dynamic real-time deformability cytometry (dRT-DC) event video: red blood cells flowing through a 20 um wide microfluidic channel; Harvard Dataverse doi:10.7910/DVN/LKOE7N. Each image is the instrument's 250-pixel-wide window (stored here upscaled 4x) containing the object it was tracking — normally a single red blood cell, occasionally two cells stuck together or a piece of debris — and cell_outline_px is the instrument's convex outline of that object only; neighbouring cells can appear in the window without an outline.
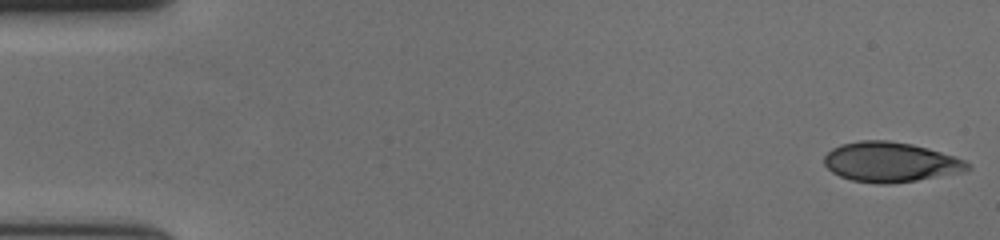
{"species": "human", "species_latin": "Homo sapiens", "temperature_condition": "cold", "stored_images_in_passage": 56, "camera_frame_rate_fps": 3000, "um_per_image_px": 0.085, "donor": {"sex": "female"}, "frame": {"image": 1, "passage_image": 1, "time_ms": 0.0, "image_size_px": [1000, 240], "cell_outline_px": [[972, 168], [964, 172], [916, 180], [888, 184], [876, 184], [852, 180], [840, 176], [832, 172], [824, 164], [824, 156], [832, 148], [840, 144], [860, 140], [888, 140], [912, 144], [928, 148], [956, 156], [964, 160]], "centroid_in_image_um": [75.69, 13.77], "position_along_channel_um": 9.3, "area_um2": 33.47}}
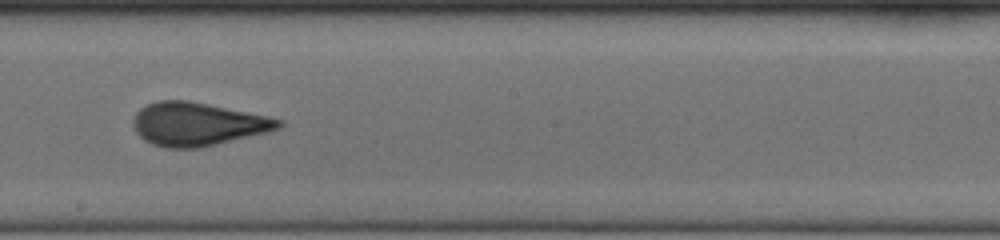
{"frame": {"image": 2, "passage_image": 32, "time_ms": 10.333, "image_size_px": [1000, 240], "cell_outline_px": [[284, 124], [280, 128], [268, 132], [200, 148], [164, 148], [152, 144], [144, 140], [136, 132], [132, 124], [132, 120], [136, 112], [140, 108], [148, 104], [160, 100], [188, 100], [268, 116], [284, 120]], "centroid_in_image_um": [16.79, 10.55], "position_along_channel_um": 231.4, "area_um2": 36.82}}
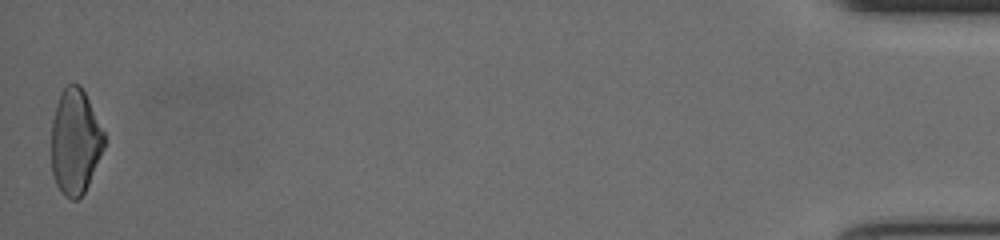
{"frame": {"image": 3, "passage_image": 56, "time_ms": 18.333, "image_size_px": [1000, 240], "cell_outline_px": [[104, 148], [88, 184], [84, 192], [76, 200], [72, 200], [64, 196], [56, 184], [52, 172], [52, 120], [56, 104], [60, 92], [68, 84], [80, 84], [104, 132]], "centroid_in_image_um": [6.38, 12.05], "position_along_channel_um": 428.8, "area_um2": 32.14}, "authors_computed_cell_mechanics": {"area_um2": 34.7089, "velocity_mm_per_s": 3.669, "shape_relaxation_time_tau1_ms": 6.735, "shape_relaxation_time_tau2_ms": 0.9664, "deformation_change_tau1": 0.1848, "deformation_change_tau2": 0.0813}}